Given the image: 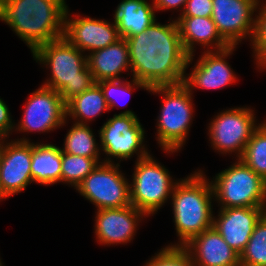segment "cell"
Instances as JSON below:
<instances>
[{"instance_id":"cell-13","label":"cell","mask_w":266,"mask_h":266,"mask_svg":"<svg viewBox=\"0 0 266 266\" xmlns=\"http://www.w3.org/2000/svg\"><path fill=\"white\" fill-rule=\"evenodd\" d=\"M0 140V185L6 197L24 191L33 182L31 175L32 143L29 139Z\"/></svg>"},{"instance_id":"cell-11","label":"cell","mask_w":266,"mask_h":266,"mask_svg":"<svg viewBox=\"0 0 266 266\" xmlns=\"http://www.w3.org/2000/svg\"><path fill=\"white\" fill-rule=\"evenodd\" d=\"M260 0H212V20L221 37L236 46L248 35L252 42L255 34L254 12Z\"/></svg>"},{"instance_id":"cell-27","label":"cell","mask_w":266,"mask_h":266,"mask_svg":"<svg viewBox=\"0 0 266 266\" xmlns=\"http://www.w3.org/2000/svg\"><path fill=\"white\" fill-rule=\"evenodd\" d=\"M240 266H266V214L256 224L240 254Z\"/></svg>"},{"instance_id":"cell-33","label":"cell","mask_w":266,"mask_h":266,"mask_svg":"<svg viewBox=\"0 0 266 266\" xmlns=\"http://www.w3.org/2000/svg\"><path fill=\"white\" fill-rule=\"evenodd\" d=\"M187 0H153L155 10L177 9L182 6L185 7Z\"/></svg>"},{"instance_id":"cell-22","label":"cell","mask_w":266,"mask_h":266,"mask_svg":"<svg viewBox=\"0 0 266 266\" xmlns=\"http://www.w3.org/2000/svg\"><path fill=\"white\" fill-rule=\"evenodd\" d=\"M61 148L32 142L31 175L33 182L44 185L61 182Z\"/></svg>"},{"instance_id":"cell-19","label":"cell","mask_w":266,"mask_h":266,"mask_svg":"<svg viewBox=\"0 0 266 266\" xmlns=\"http://www.w3.org/2000/svg\"><path fill=\"white\" fill-rule=\"evenodd\" d=\"M87 56V66L95 83L102 80H120V73L131 69L129 47L125 38Z\"/></svg>"},{"instance_id":"cell-21","label":"cell","mask_w":266,"mask_h":266,"mask_svg":"<svg viewBox=\"0 0 266 266\" xmlns=\"http://www.w3.org/2000/svg\"><path fill=\"white\" fill-rule=\"evenodd\" d=\"M152 5V6H151ZM155 7L146 0H123L114 14L118 34L129 38L146 30L156 21Z\"/></svg>"},{"instance_id":"cell-6","label":"cell","mask_w":266,"mask_h":266,"mask_svg":"<svg viewBox=\"0 0 266 266\" xmlns=\"http://www.w3.org/2000/svg\"><path fill=\"white\" fill-rule=\"evenodd\" d=\"M237 160L211 181L220 208L266 207V181L241 159Z\"/></svg>"},{"instance_id":"cell-32","label":"cell","mask_w":266,"mask_h":266,"mask_svg":"<svg viewBox=\"0 0 266 266\" xmlns=\"http://www.w3.org/2000/svg\"><path fill=\"white\" fill-rule=\"evenodd\" d=\"M12 122V119L10 117L9 108L6 105V103L0 98V140L8 138L10 131L12 132V129H15Z\"/></svg>"},{"instance_id":"cell-9","label":"cell","mask_w":266,"mask_h":266,"mask_svg":"<svg viewBox=\"0 0 266 266\" xmlns=\"http://www.w3.org/2000/svg\"><path fill=\"white\" fill-rule=\"evenodd\" d=\"M120 164L100 163L76 188L98 209L131 205L130 184L119 171Z\"/></svg>"},{"instance_id":"cell-28","label":"cell","mask_w":266,"mask_h":266,"mask_svg":"<svg viewBox=\"0 0 266 266\" xmlns=\"http://www.w3.org/2000/svg\"><path fill=\"white\" fill-rule=\"evenodd\" d=\"M157 253L145 266H194L190 254L184 247L168 245Z\"/></svg>"},{"instance_id":"cell-29","label":"cell","mask_w":266,"mask_h":266,"mask_svg":"<svg viewBox=\"0 0 266 266\" xmlns=\"http://www.w3.org/2000/svg\"><path fill=\"white\" fill-rule=\"evenodd\" d=\"M126 82H124L123 80H102L100 82H98V84L101 86L103 93H104V97L106 99L107 105L109 107V110L114 108L116 106V97L117 95L121 96H125L131 93L132 89L135 88V86L137 88H142V89H146L147 91L149 90V88L142 82L137 81L136 79H132V83H130L129 81H127V79L125 80ZM115 98V99H114Z\"/></svg>"},{"instance_id":"cell-26","label":"cell","mask_w":266,"mask_h":266,"mask_svg":"<svg viewBox=\"0 0 266 266\" xmlns=\"http://www.w3.org/2000/svg\"><path fill=\"white\" fill-rule=\"evenodd\" d=\"M240 159L266 181V121L253 132Z\"/></svg>"},{"instance_id":"cell-23","label":"cell","mask_w":266,"mask_h":266,"mask_svg":"<svg viewBox=\"0 0 266 266\" xmlns=\"http://www.w3.org/2000/svg\"><path fill=\"white\" fill-rule=\"evenodd\" d=\"M109 111L103 90L98 83L76 95L66 103V116L75 119L76 124L88 125V121L100 113Z\"/></svg>"},{"instance_id":"cell-2","label":"cell","mask_w":266,"mask_h":266,"mask_svg":"<svg viewBox=\"0 0 266 266\" xmlns=\"http://www.w3.org/2000/svg\"><path fill=\"white\" fill-rule=\"evenodd\" d=\"M65 0H0V20L25 41L33 53L64 37Z\"/></svg>"},{"instance_id":"cell-12","label":"cell","mask_w":266,"mask_h":266,"mask_svg":"<svg viewBox=\"0 0 266 266\" xmlns=\"http://www.w3.org/2000/svg\"><path fill=\"white\" fill-rule=\"evenodd\" d=\"M22 120L15 130L49 132L66 124V103L59 92L41 86L27 99Z\"/></svg>"},{"instance_id":"cell-16","label":"cell","mask_w":266,"mask_h":266,"mask_svg":"<svg viewBox=\"0 0 266 266\" xmlns=\"http://www.w3.org/2000/svg\"><path fill=\"white\" fill-rule=\"evenodd\" d=\"M68 8L65 15L64 37L83 53L86 51L105 48L115 43L121 37L118 34L116 23L110 24L106 20H97L88 17L68 19Z\"/></svg>"},{"instance_id":"cell-3","label":"cell","mask_w":266,"mask_h":266,"mask_svg":"<svg viewBox=\"0 0 266 266\" xmlns=\"http://www.w3.org/2000/svg\"><path fill=\"white\" fill-rule=\"evenodd\" d=\"M32 54L36 62L51 70V78L42 86L59 92L65 103L95 83L87 56L65 37L39 46Z\"/></svg>"},{"instance_id":"cell-7","label":"cell","mask_w":266,"mask_h":266,"mask_svg":"<svg viewBox=\"0 0 266 266\" xmlns=\"http://www.w3.org/2000/svg\"><path fill=\"white\" fill-rule=\"evenodd\" d=\"M130 184L131 205L146 216L155 214L171 196L174 182L168 170L149 155L137 160Z\"/></svg>"},{"instance_id":"cell-30","label":"cell","mask_w":266,"mask_h":266,"mask_svg":"<svg viewBox=\"0 0 266 266\" xmlns=\"http://www.w3.org/2000/svg\"><path fill=\"white\" fill-rule=\"evenodd\" d=\"M259 15L256 17L255 34L252 40V47L254 49V56L257 66L261 69L266 68V4L261 5Z\"/></svg>"},{"instance_id":"cell-31","label":"cell","mask_w":266,"mask_h":266,"mask_svg":"<svg viewBox=\"0 0 266 266\" xmlns=\"http://www.w3.org/2000/svg\"><path fill=\"white\" fill-rule=\"evenodd\" d=\"M180 16L212 17V0H187Z\"/></svg>"},{"instance_id":"cell-10","label":"cell","mask_w":266,"mask_h":266,"mask_svg":"<svg viewBox=\"0 0 266 266\" xmlns=\"http://www.w3.org/2000/svg\"><path fill=\"white\" fill-rule=\"evenodd\" d=\"M254 110L250 108H231L220 112L211 121L209 139L216 151L222 154L237 153L238 159L243 156L246 144L251 139L256 126Z\"/></svg>"},{"instance_id":"cell-24","label":"cell","mask_w":266,"mask_h":266,"mask_svg":"<svg viewBox=\"0 0 266 266\" xmlns=\"http://www.w3.org/2000/svg\"><path fill=\"white\" fill-rule=\"evenodd\" d=\"M94 133L88 125L74 123L66 134L62 152L84 156L87 158H100V148L97 147Z\"/></svg>"},{"instance_id":"cell-14","label":"cell","mask_w":266,"mask_h":266,"mask_svg":"<svg viewBox=\"0 0 266 266\" xmlns=\"http://www.w3.org/2000/svg\"><path fill=\"white\" fill-rule=\"evenodd\" d=\"M236 46H229L223 50L204 51L190 74H184L182 84L192 93L193 88L220 89L232 84L236 80L232 68L226 62ZM226 58V59H225ZM188 77H187V76Z\"/></svg>"},{"instance_id":"cell-15","label":"cell","mask_w":266,"mask_h":266,"mask_svg":"<svg viewBox=\"0 0 266 266\" xmlns=\"http://www.w3.org/2000/svg\"><path fill=\"white\" fill-rule=\"evenodd\" d=\"M213 227L239 255L245 249L256 224L266 214V207L220 208Z\"/></svg>"},{"instance_id":"cell-8","label":"cell","mask_w":266,"mask_h":266,"mask_svg":"<svg viewBox=\"0 0 266 266\" xmlns=\"http://www.w3.org/2000/svg\"><path fill=\"white\" fill-rule=\"evenodd\" d=\"M144 133L139 119L130 110L108 119L99 131L100 149L108 156L104 163H112L110 157L119 158L120 161L130 159L134 153L139 154L137 160L149 156L150 153L142 145Z\"/></svg>"},{"instance_id":"cell-17","label":"cell","mask_w":266,"mask_h":266,"mask_svg":"<svg viewBox=\"0 0 266 266\" xmlns=\"http://www.w3.org/2000/svg\"><path fill=\"white\" fill-rule=\"evenodd\" d=\"M146 215L133 205L122 208L98 209L95 217V235L100 244H125L133 239L136 227Z\"/></svg>"},{"instance_id":"cell-25","label":"cell","mask_w":266,"mask_h":266,"mask_svg":"<svg viewBox=\"0 0 266 266\" xmlns=\"http://www.w3.org/2000/svg\"><path fill=\"white\" fill-rule=\"evenodd\" d=\"M99 158H87L62 152L61 182L77 186L99 165Z\"/></svg>"},{"instance_id":"cell-5","label":"cell","mask_w":266,"mask_h":266,"mask_svg":"<svg viewBox=\"0 0 266 266\" xmlns=\"http://www.w3.org/2000/svg\"><path fill=\"white\" fill-rule=\"evenodd\" d=\"M148 91L163 95L156 125L157 141L166 153L178 152L185 144L192 122V93L183 84L154 86Z\"/></svg>"},{"instance_id":"cell-18","label":"cell","mask_w":266,"mask_h":266,"mask_svg":"<svg viewBox=\"0 0 266 266\" xmlns=\"http://www.w3.org/2000/svg\"><path fill=\"white\" fill-rule=\"evenodd\" d=\"M183 247L190 254L194 266H240V255L214 227L195 236Z\"/></svg>"},{"instance_id":"cell-20","label":"cell","mask_w":266,"mask_h":266,"mask_svg":"<svg viewBox=\"0 0 266 266\" xmlns=\"http://www.w3.org/2000/svg\"><path fill=\"white\" fill-rule=\"evenodd\" d=\"M176 22L182 45L189 56L194 54L195 43L207 46V49L215 48L214 51L216 48L218 51L230 46L217 31L212 17L179 16Z\"/></svg>"},{"instance_id":"cell-1","label":"cell","mask_w":266,"mask_h":266,"mask_svg":"<svg viewBox=\"0 0 266 266\" xmlns=\"http://www.w3.org/2000/svg\"><path fill=\"white\" fill-rule=\"evenodd\" d=\"M125 39L134 79L148 88L182 84L194 55L185 52L176 20L165 25L154 21L143 32Z\"/></svg>"},{"instance_id":"cell-34","label":"cell","mask_w":266,"mask_h":266,"mask_svg":"<svg viewBox=\"0 0 266 266\" xmlns=\"http://www.w3.org/2000/svg\"><path fill=\"white\" fill-rule=\"evenodd\" d=\"M3 198L5 199L6 196L3 194L2 188H1V185H0V200L3 199Z\"/></svg>"},{"instance_id":"cell-4","label":"cell","mask_w":266,"mask_h":266,"mask_svg":"<svg viewBox=\"0 0 266 266\" xmlns=\"http://www.w3.org/2000/svg\"><path fill=\"white\" fill-rule=\"evenodd\" d=\"M198 170L187 178L178 180L171 194L174 223L179 243L183 247L192 238L213 227L211 201L214 197L211 182Z\"/></svg>"}]
</instances>
